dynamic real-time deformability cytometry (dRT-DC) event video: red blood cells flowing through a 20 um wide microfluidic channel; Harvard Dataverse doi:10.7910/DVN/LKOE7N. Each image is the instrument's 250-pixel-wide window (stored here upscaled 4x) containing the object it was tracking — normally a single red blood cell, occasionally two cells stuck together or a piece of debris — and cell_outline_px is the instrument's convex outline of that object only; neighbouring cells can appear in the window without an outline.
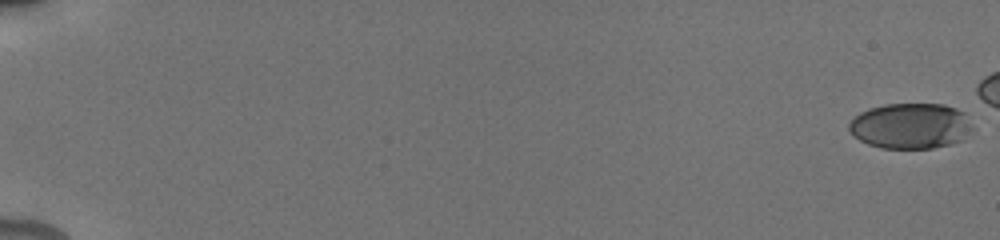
{"species": "human", "species_latin": "Homo sapiens", "temperature_condition": "cold", "stored_images_in_passage": 17, "camera_frame_rate_fps": 3000, "um_per_image_px": 0.085, "donor": {"sex": "male"}, "frame": {"image": 1, "passage_image": 1, "time_ms": 0.0, "image_size_px": [1000, 240], "cell_outline_px": [[976, 128], [964, 140], [952, 144], [932, 148], [880, 148], [868, 144], [860, 140], [848, 128], [848, 124], [860, 112], [868, 108], [884, 104], [944, 104], [956, 108], [964, 112]], "centroid_in_image_um": [77.47, 10.7], "position_along_channel_um": 7.5, "area_um2": 33.23}}
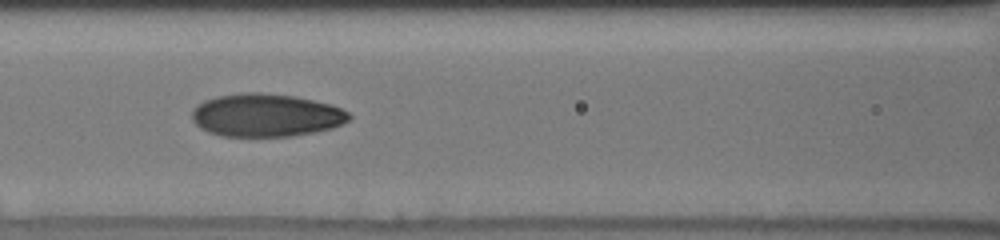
{"frame": {"image": 2, "passage_image": 10, "time_ms": 9.0, "image_size_px": [1000, 240], "cell_outline_px": [[352, 116], [348, 120], [332, 128], [316, 132], [292, 136], [224, 136], [208, 132], [200, 128], [192, 120], [192, 108], [196, 104], [204, 100], [216, 96], [244, 92], [260, 92], [296, 96], [332, 104], [348, 112]], "centroid_in_image_um": [22.59, 9.78], "position_along_channel_um": 144.0, "area_um2": 39.65}}
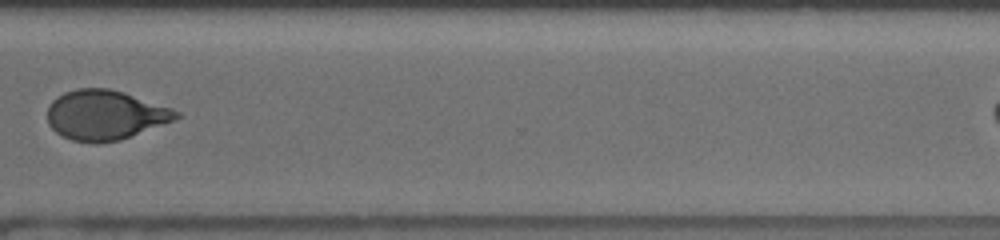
{"frame": {"image": 3, "passage_image": 15, "time_ms": 14.667, "image_size_px": [1000, 240], "cell_outline_px": [[184, 116], [120, 140], [92, 144], [72, 140], [56, 132], [48, 124], [48, 108], [52, 100], [56, 96], [64, 92], [76, 88], [108, 88], [124, 92], [172, 108], [180, 112]], "centroid_in_image_um": [8.93, 9.77], "position_along_channel_um": 361.7, "area_um2": 37.4}}